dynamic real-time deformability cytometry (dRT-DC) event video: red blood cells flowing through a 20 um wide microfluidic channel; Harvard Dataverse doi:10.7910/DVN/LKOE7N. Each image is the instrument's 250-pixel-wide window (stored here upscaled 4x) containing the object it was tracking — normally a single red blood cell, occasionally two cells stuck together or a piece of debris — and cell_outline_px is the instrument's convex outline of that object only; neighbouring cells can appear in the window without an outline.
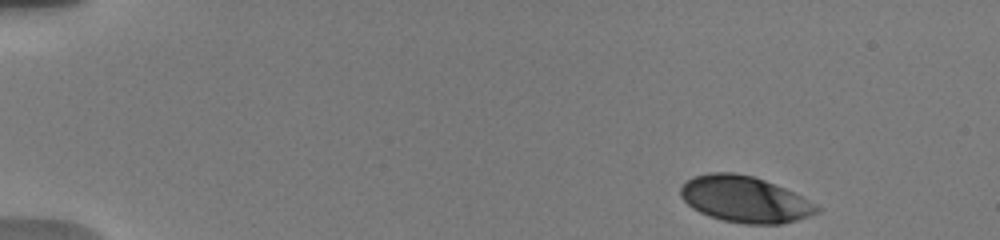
{"species": "human", "species_latin": "Homo sapiens", "temperature_condition": "warm", "stored_images_in_passage": 13, "camera_frame_rate_fps": 3000, "um_per_image_px": 0.085, "donor": {"sex": "male"}, "frame": {"image": 1, "passage_image": 1, "time_ms": 0.0, "image_size_px": [1000, 240], "cell_outline_px": [[820, 212], [796, 220], [780, 224], [744, 224], [724, 220], [700, 212], [692, 208], [680, 196], [680, 188], [692, 176], [708, 172], [732, 172], [752, 176], [764, 180], [784, 188], [816, 204], [820, 208]], "centroid_in_image_um": [63.29, 16.93], "position_along_channel_um": 21.7, "area_um2": 36.41}}
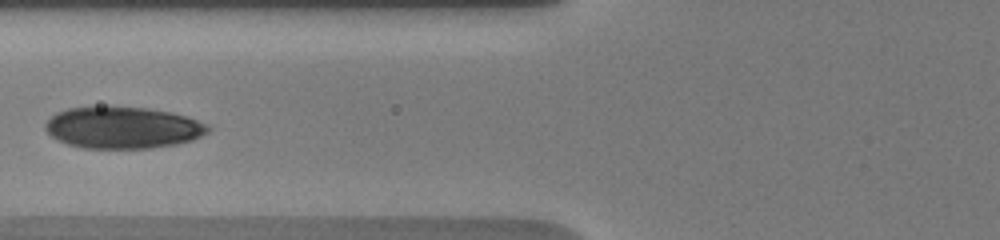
{"frame": {"image": 2, "passage_image": 10, "time_ms": 5.667, "image_size_px": [1000, 240], "cell_outline_px": [[212, 128], [208, 132], [192, 140], [176, 144], [152, 148], [84, 148], [68, 144], [52, 136], [44, 128], [44, 124], [56, 112], [68, 108], [108, 104], [148, 108], [172, 112], [188, 116], [208, 124]], "centroid_in_image_um": [10.45, 10.81], "position_along_channel_um": 115.3, "area_um2": 40.34}}
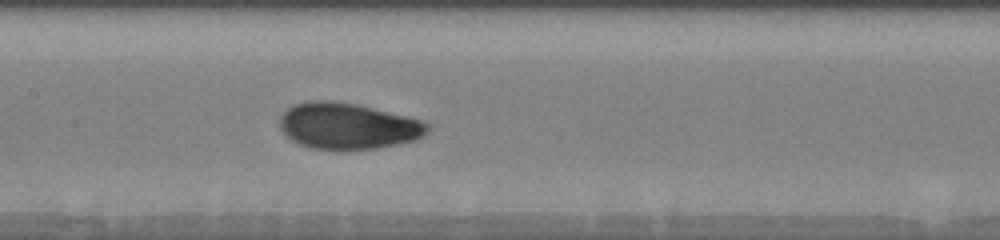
{"frame": {"image": 3, "passage_image": 13, "time_ms": 7.333, "image_size_px": [1000, 240], "cell_outline_px": [[428, 132], [424, 136], [416, 140], [380, 148], [312, 148], [300, 144], [292, 140], [280, 128], [280, 116], [288, 108], [296, 104], [312, 100], [332, 100], [356, 104], [420, 120], [428, 124]], "centroid_in_image_um": [29.57, 10.7], "position_along_channel_um": 177.8, "area_um2": 39.13}}